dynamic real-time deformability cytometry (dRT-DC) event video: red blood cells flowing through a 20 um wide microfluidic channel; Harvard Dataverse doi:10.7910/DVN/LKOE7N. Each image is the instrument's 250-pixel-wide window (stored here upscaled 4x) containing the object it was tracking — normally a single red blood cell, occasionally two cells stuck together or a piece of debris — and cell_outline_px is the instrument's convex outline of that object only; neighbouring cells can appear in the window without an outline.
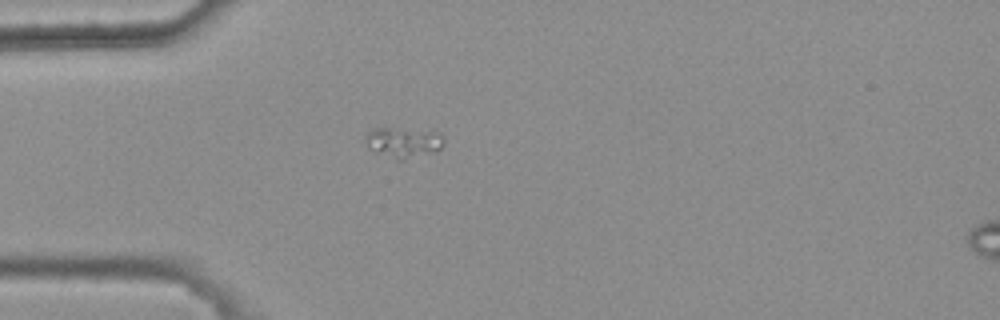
{"species": "common noctule bat (a hibernating species)", "species_latin": "Nyctalus noctula", "temperature_condition": "warm", "stored_images_in_passage": 5, "camera_frame_rate_fps": 3000, "um_per_image_px": 0.085, "animal": {"sex": "female", "body_mass_g": 25.1}, "frame": {"image": 1, "passage_image": 5, "time_ms": 1.333, "image_size_px": [1000, 320], "cell_outline_px": [[444, 144], [436, 152], [404, 160], [396, 160], [376, 152], [368, 148], [364, 136], [368, 132], [376, 128], [388, 128], [440, 132], [444, 140]], "centroid_in_image_um": [34.3, 12.12], "position_along_channel_um": 50.7, "area_um2": 13.93}}